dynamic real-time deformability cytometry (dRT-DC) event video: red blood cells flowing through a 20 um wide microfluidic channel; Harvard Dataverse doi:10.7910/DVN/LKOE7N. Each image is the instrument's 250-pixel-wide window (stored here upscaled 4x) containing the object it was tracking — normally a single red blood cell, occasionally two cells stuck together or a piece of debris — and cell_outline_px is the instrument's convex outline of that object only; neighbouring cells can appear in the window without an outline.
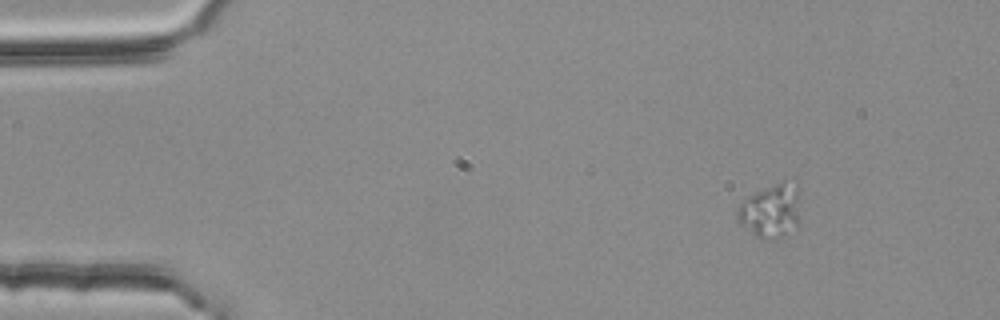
{"species": "common noctule bat (a hibernating species)", "species_latin": "Nyctalus noctula", "temperature_condition": "room temperature", "stored_images_in_passage": 3, "camera_frame_rate_fps": 3000, "um_per_image_px": 0.085, "animal": {"sex": "female", "body_mass_g": 25.1}, "frame": {"image": 1, "passage_image": 1, "time_ms": 0.0, "image_size_px": [1000, 320], "cell_outline_px": [[800, 224], [772, 240], [764, 240], [756, 236], [740, 224], [736, 216], [736, 208], [748, 196], [780, 180], [784, 180], [796, 184]], "centroid_in_image_um": [65.49, 17.91], "position_along_channel_um": 19.5, "area_um2": 19.65}}